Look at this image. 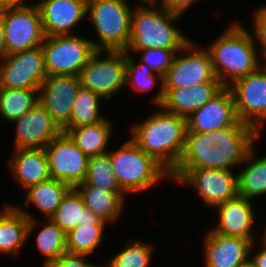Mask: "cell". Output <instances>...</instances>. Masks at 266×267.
Instances as JSON below:
<instances>
[{"instance_id":"obj_1","label":"cell","mask_w":266,"mask_h":267,"mask_svg":"<svg viewBox=\"0 0 266 267\" xmlns=\"http://www.w3.org/2000/svg\"><path fill=\"white\" fill-rule=\"evenodd\" d=\"M259 133L244 122L207 133H186L185 146L176 168L231 170L243 164Z\"/></svg>"},{"instance_id":"obj_2","label":"cell","mask_w":266,"mask_h":267,"mask_svg":"<svg viewBox=\"0 0 266 267\" xmlns=\"http://www.w3.org/2000/svg\"><path fill=\"white\" fill-rule=\"evenodd\" d=\"M159 108V112L131 127V140L171 173L184 150L186 118Z\"/></svg>"},{"instance_id":"obj_3","label":"cell","mask_w":266,"mask_h":267,"mask_svg":"<svg viewBox=\"0 0 266 267\" xmlns=\"http://www.w3.org/2000/svg\"><path fill=\"white\" fill-rule=\"evenodd\" d=\"M255 45L253 35L235 22L208 46L215 77L224 87L262 66Z\"/></svg>"},{"instance_id":"obj_4","label":"cell","mask_w":266,"mask_h":267,"mask_svg":"<svg viewBox=\"0 0 266 267\" xmlns=\"http://www.w3.org/2000/svg\"><path fill=\"white\" fill-rule=\"evenodd\" d=\"M180 16L158 3L139 4L132 10L131 37L125 52L137 53L150 48L183 49L190 39L173 25Z\"/></svg>"},{"instance_id":"obj_5","label":"cell","mask_w":266,"mask_h":267,"mask_svg":"<svg viewBox=\"0 0 266 267\" xmlns=\"http://www.w3.org/2000/svg\"><path fill=\"white\" fill-rule=\"evenodd\" d=\"M127 0H87V15L100 40L95 50L125 51L131 37L132 9Z\"/></svg>"},{"instance_id":"obj_6","label":"cell","mask_w":266,"mask_h":267,"mask_svg":"<svg viewBox=\"0 0 266 267\" xmlns=\"http://www.w3.org/2000/svg\"><path fill=\"white\" fill-rule=\"evenodd\" d=\"M122 191H144L170 173L131 139L114 151L107 152Z\"/></svg>"},{"instance_id":"obj_7","label":"cell","mask_w":266,"mask_h":267,"mask_svg":"<svg viewBox=\"0 0 266 267\" xmlns=\"http://www.w3.org/2000/svg\"><path fill=\"white\" fill-rule=\"evenodd\" d=\"M91 40L76 34L45 37L42 48L47 75L79 76L96 51Z\"/></svg>"},{"instance_id":"obj_8","label":"cell","mask_w":266,"mask_h":267,"mask_svg":"<svg viewBox=\"0 0 266 267\" xmlns=\"http://www.w3.org/2000/svg\"><path fill=\"white\" fill-rule=\"evenodd\" d=\"M106 54V57L100 56ZM81 86L110 99L126 87V52L96 50L79 74Z\"/></svg>"},{"instance_id":"obj_9","label":"cell","mask_w":266,"mask_h":267,"mask_svg":"<svg viewBox=\"0 0 266 267\" xmlns=\"http://www.w3.org/2000/svg\"><path fill=\"white\" fill-rule=\"evenodd\" d=\"M170 179L193 186L205 205L211 207H217L238 195L237 173L232 170L175 168L170 173Z\"/></svg>"},{"instance_id":"obj_10","label":"cell","mask_w":266,"mask_h":267,"mask_svg":"<svg viewBox=\"0 0 266 267\" xmlns=\"http://www.w3.org/2000/svg\"><path fill=\"white\" fill-rule=\"evenodd\" d=\"M228 88L241 122L259 133L266 121V62L258 70L234 81Z\"/></svg>"},{"instance_id":"obj_11","label":"cell","mask_w":266,"mask_h":267,"mask_svg":"<svg viewBox=\"0 0 266 267\" xmlns=\"http://www.w3.org/2000/svg\"><path fill=\"white\" fill-rule=\"evenodd\" d=\"M0 62V87L40 90L48 76L42 45L6 55Z\"/></svg>"},{"instance_id":"obj_12","label":"cell","mask_w":266,"mask_h":267,"mask_svg":"<svg viewBox=\"0 0 266 267\" xmlns=\"http://www.w3.org/2000/svg\"><path fill=\"white\" fill-rule=\"evenodd\" d=\"M44 150L50 177L76 188L87 174L88 159L66 132H61Z\"/></svg>"},{"instance_id":"obj_13","label":"cell","mask_w":266,"mask_h":267,"mask_svg":"<svg viewBox=\"0 0 266 267\" xmlns=\"http://www.w3.org/2000/svg\"><path fill=\"white\" fill-rule=\"evenodd\" d=\"M190 40L178 53L171 67L163 77V89L186 88L201 83L220 82L214 74L210 54L205 49H197ZM187 55H178L181 52Z\"/></svg>"},{"instance_id":"obj_14","label":"cell","mask_w":266,"mask_h":267,"mask_svg":"<svg viewBox=\"0 0 266 267\" xmlns=\"http://www.w3.org/2000/svg\"><path fill=\"white\" fill-rule=\"evenodd\" d=\"M7 55L42 45L45 33L38 7L2 10Z\"/></svg>"},{"instance_id":"obj_15","label":"cell","mask_w":266,"mask_h":267,"mask_svg":"<svg viewBox=\"0 0 266 267\" xmlns=\"http://www.w3.org/2000/svg\"><path fill=\"white\" fill-rule=\"evenodd\" d=\"M79 76H47L39 90V102L63 129L70 121L76 95L80 88Z\"/></svg>"},{"instance_id":"obj_16","label":"cell","mask_w":266,"mask_h":267,"mask_svg":"<svg viewBox=\"0 0 266 267\" xmlns=\"http://www.w3.org/2000/svg\"><path fill=\"white\" fill-rule=\"evenodd\" d=\"M240 122L231 90L224 87L205 105L186 118L187 133H207Z\"/></svg>"},{"instance_id":"obj_17","label":"cell","mask_w":266,"mask_h":267,"mask_svg":"<svg viewBox=\"0 0 266 267\" xmlns=\"http://www.w3.org/2000/svg\"><path fill=\"white\" fill-rule=\"evenodd\" d=\"M11 123H16L14 149L44 148L62 132L40 102Z\"/></svg>"},{"instance_id":"obj_18","label":"cell","mask_w":266,"mask_h":267,"mask_svg":"<svg viewBox=\"0 0 266 267\" xmlns=\"http://www.w3.org/2000/svg\"><path fill=\"white\" fill-rule=\"evenodd\" d=\"M204 237V267H238L250 259L253 240L225 236L212 230Z\"/></svg>"},{"instance_id":"obj_19","label":"cell","mask_w":266,"mask_h":267,"mask_svg":"<svg viewBox=\"0 0 266 267\" xmlns=\"http://www.w3.org/2000/svg\"><path fill=\"white\" fill-rule=\"evenodd\" d=\"M38 8L46 37L73 35L71 29L87 15V0H40Z\"/></svg>"},{"instance_id":"obj_20","label":"cell","mask_w":266,"mask_h":267,"mask_svg":"<svg viewBox=\"0 0 266 267\" xmlns=\"http://www.w3.org/2000/svg\"><path fill=\"white\" fill-rule=\"evenodd\" d=\"M251 201L236 195L233 199L215 207L219 220L217 226L211 230L225 236L254 240L251 230L256 216Z\"/></svg>"},{"instance_id":"obj_21","label":"cell","mask_w":266,"mask_h":267,"mask_svg":"<svg viewBox=\"0 0 266 267\" xmlns=\"http://www.w3.org/2000/svg\"><path fill=\"white\" fill-rule=\"evenodd\" d=\"M22 204L6 206L0 212V253L19 254L32 232L38 226L37 220Z\"/></svg>"},{"instance_id":"obj_22","label":"cell","mask_w":266,"mask_h":267,"mask_svg":"<svg viewBox=\"0 0 266 267\" xmlns=\"http://www.w3.org/2000/svg\"><path fill=\"white\" fill-rule=\"evenodd\" d=\"M223 88L224 86L220 82H207L190 88L163 89L164 99L160 107L167 112L187 118L215 97Z\"/></svg>"},{"instance_id":"obj_23","label":"cell","mask_w":266,"mask_h":267,"mask_svg":"<svg viewBox=\"0 0 266 267\" xmlns=\"http://www.w3.org/2000/svg\"><path fill=\"white\" fill-rule=\"evenodd\" d=\"M7 162L13 179L23 189L51 178L44 148L14 149V155Z\"/></svg>"},{"instance_id":"obj_24","label":"cell","mask_w":266,"mask_h":267,"mask_svg":"<svg viewBox=\"0 0 266 267\" xmlns=\"http://www.w3.org/2000/svg\"><path fill=\"white\" fill-rule=\"evenodd\" d=\"M75 189L82 196L84 205L104 222L112 223L120 218L125 208L124 192H113L94 185H78Z\"/></svg>"},{"instance_id":"obj_25","label":"cell","mask_w":266,"mask_h":267,"mask_svg":"<svg viewBox=\"0 0 266 267\" xmlns=\"http://www.w3.org/2000/svg\"><path fill=\"white\" fill-rule=\"evenodd\" d=\"M50 219L66 234L78 225L107 224L84 205L82 196L75 188L67 193Z\"/></svg>"},{"instance_id":"obj_26","label":"cell","mask_w":266,"mask_h":267,"mask_svg":"<svg viewBox=\"0 0 266 267\" xmlns=\"http://www.w3.org/2000/svg\"><path fill=\"white\" fill-rule=\"evenodd\" d=\"M112 122L108 118L94 124L78 128H63L78 148L88 157L107 153V144L112 133Z\"/></svg>"},{"instance_id":"obj_27","label":"cell","mask_w":266,"mask_h":267,"mask_svg":"<svg viewBox=\"0 0 266 267\" xmlns=\"http://www.w3.org/2000/svg\"><path fill=\"white\" fill-rule=\"evenodd\" d=\"M71 189L68 184L50 178L28 187L24 204L28 207L32 203L46 219H50Z\"/></svg>"},{"instance_id":"obj_28","label":"cell","mask_w":266,"mask_h":267,"mask_svg":"<svg viewBox=\"0 0 266 267\" xmlns=\"http://www.w3.org/2000/svg\"><path fill=\"white\" fill-rule=\"evenodd\" d=\"M254 152L253 146L243 162L247 166L237 173L238 195L250 200L266 194V156L254 159Z\"/></svg>"},{"instance_id":"obj_29","label":"cell","mask_w":266,"mask_h":267,"mask_svg":"<svg viewBox=\"0 0 266 267\" xmlns=\"http://www.w3.org/2000/svg\"><path fill=\"white\" fill-rule=\"evenodd\" d=\"M38 102L39 90L0 87V115L7 122L20 118Z\"/></svg>"},{"instance_id":"obj_30","label":"cell","mask_w":266,"mask_h":267,"mask_svg":"<svg viewBox=\"0 0 266 267\" xmlns=\"http://www.w3.org/2000/svg\"><path fill=\"white\" fill-rule=\"evenodd\" d=\"M102 97L90 89L80 86L69 123L64 128L94 125L105 119L100 112Z\"/></svg>"},{"instance_id":"obj_31","label":"cell","mask_w":266,"mask_h":267,"mask_svg":"<svg viewBox=\"0 0 266 267\" xmlns=\"http://www.w3.org/2000/svg\"><path fill=\"white\" fill-rule=\"evenodd\" d=\"M156 79L160 81V91L152 100L156 106L160 107L164 99L163 76L153 72L149 66L142 62L136 63L133 56L126 53V86L131 84L136 91L147 92L154 87Z\"/></svg>"},{"instance_id":"obj_32","label":"cell","mask_w":266,"mask_h":267,"mask_svg":"<svg viewBox=\"0 0 266 267\" xmlns=\"http://www.w3.org/2000/svg\"><path fill=\"white\" fill-rule=\"evenodd\" d=\"M106 224L78 225L66 234V250L70 254L92 255L103 241Z\"/></svg>"},{"instance_id":"obj_33","label":"cell","mask_w":266,"mask_h":267,"mask_svg":"<svg viewBox=\"0 0 266 267\" xmlns=\"http://www.w3.org/2000/svg\"><path fill=\"white\" fill-rule=\"evenodd\" d=\"M79 185H94L113 192H123L108 153L89 157L86 177Z\"/></svg>"},{"instance_id":"obj_34","label":"cell","mask_w":266,"mask_h":267,"mask_svg":"<svg viewBox=\"0 0 266 267\" xmlns=\"http://www.w3.org/2000/svg\"><path fill=\"white\" fill-rule=\"evenodd\" d=\"M46 223L36 236V245L39 251L46 256L44 263L57 260L67 253L66 233L51 219H45Z\"/></svg>"},{"instance_id":"obj_35","label":"cell","mask_w":266,"mask_h":267,"mask_svg":"<svg viewBox=\"0 0 266 267\" xmlns=\"http://www.w3.org/2000/svg\"><path fill=\"white\" fill-rule=\"evenodd\" d=\"M131 242L111 258L112 267H150L153 247L141 241Z\"/></svg>"},{"instance_id":"obj_36","label":"cell","mask_w":266,"mask_h":267,"mask_svg":"<svg viewBox=\"0 0 266 267\" xmlns=\"http://www.w3.org/2000/svg\"><path fill=\"white\" fill-rule=\"evenodd\" d=\"M181 50L182 49L150 48L137 51V53L142 52L140 62L149 66L153 72L164 77L167 70L171 67L176 53Z\"/></svg>"},{"instance_id":"obj_37","label":"cell","mask_w":266,"mask_h":267,"mask_svg":"<svg viewBox=\"0 0 266 267\" xmlns=\"http://www.w3.org/2000/svg\"><path fill=\"white\" fill-rule=\"evenodd\" d=\"M253 27L254 31L252 34L254 36L255 43L258 42V44L262 47L261 55L264 56V62H266V5L256 8L253 11Z\"/></svg>"},{"instance_id":"obj_38","label":"cell","mask_w":266,"mask_h":267,"mask_svg":"<svg viewBox=\"0 0 266 267\" xmlns=\"http://www.w3.org/2000/svg\"><path fill=\"white\" fill-rule=\"evenodd\" d=\"M86 255L65 253L57 260L43 264V267H90L92 263L87 262Z\"/></svg>"},{"instance_id":"obj_39","label":"cell","mask_w":266,"mask_h":267,"mask_svg":"<svg viewBox=\"0 0 266 267\" xmlns=\"http://www.w3.org/2000/svg\"><path fill=\"white\" fill-rule=\"evenodd\" d=\"M196 1L199 0H159L158 4L172 13L182 15L183 12L196 3Z\"/></svg>"},{"instance_id":"obj_40","label":"cell","mask_w":266,"mask_h":267,"mask_svg":"<svg viewBox=\"0 0 266 267\" xmlns=\"http://www.w3.org/2000/svg\"><path fill=\"white\" fill-rule=\"evenodd\" d=\"M261 240H263L261 241L263 244L262 249L250 256V260L254 263L255 267H266V240L264 238Z\"/></svg>"},{"instance_id":"obj_41","label":"cell","mask_w":266,"mask_h":267,"mask_svg":"<svg viewBox=\"0 0 266 267\" xmlns=\"http://www.w3.org/2000/svg\"><path fill=\"white\" fill-rule=\"evenodd\" d=\"M25 0H0V10L9 9V8H31L38 7L39 2L33 6L27 5Z\"/></svg>"},{"instance_id":"obj_42","label":"cell","mask_w":266,"mask_h":267,"mask_svg":"<svg viewBox=\"0 0 266 267\" xmlns=\"http://www.w3.org/2000/svg\"><path fill=\"white\" fill-rule=\"evenodd\" d=\"M7 55L5 46V33H4V22L2 16V10H0V60L4 59Z\"/></svg>"},{"instance_id":"obj_43","label":"cell","mask_w":266,"mask_h":267,"mask_svg":"<svg viewBox=\"0 0 266 267\" xmlns=\"http://www.w3.org/2000/svg\"><path fill=\"white\" fill-rule=\"evenodd\" d=\"M238 267H255L254 263L249 259L246 262L240 264Z\"/></svg>"},{"instance_id":"obj_44","label":"cell","mask_w":266,"mask_h":267,"mask_svg":"<svg viewBox=\"0 0 266 267\" xmlns=\"http://www.w3.org/2000/svg\"><path fill=\"white\" fill-rule=\"evenodd\" d=\"M141 3H158L159 0H138Z\"/></svg>"},{"instance_id":"obj_45","label":"cell","mask_w":266,"mask_h":267,"mask_svg":"<svg viewBox=\"0 0 266 267\" xmlns=\"http://www.w3.org/2000/svg\"><path fill=\"white\" fill-rule=\"evenodd\" d=\"M90 267H112L111 263L109 262L106 266H101V265H94V264H91Z\"/></svg>"},{"instance_id":"obj_46","label":"cell","mask_w":266,"mask_h":267,"mask_svg":"<svg viewBox=\"0 0 266 267\" xmlns=\"http://www.w3.org/2000/svg\"><path fill=\"white\" fill-rule=\"evenodd\" d=\"M263 238L266 240V230H265V233H264V236H263Z\"/></svg>"}]
</instances>
